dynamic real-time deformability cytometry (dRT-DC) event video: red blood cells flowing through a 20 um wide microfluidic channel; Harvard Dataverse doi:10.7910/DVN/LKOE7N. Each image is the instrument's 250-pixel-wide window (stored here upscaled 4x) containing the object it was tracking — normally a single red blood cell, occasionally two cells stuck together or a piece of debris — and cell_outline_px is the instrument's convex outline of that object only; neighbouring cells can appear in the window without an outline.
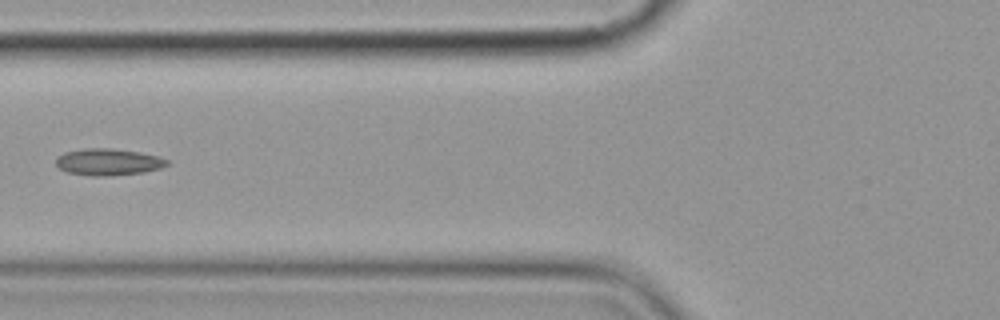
{"species": "common noctule bat (a hibernating species)", "species_latin": "Nyctalus noctula", "temperature_condition": "cold", "stored_images_in_passage": 7, "camera_frame_rate_fps": 3000, "um_per_image_px": 0.085, "animal": {"sex": "female", "body_mass_g": 19.9}, "frame": {"image": 1, "passage_image": 7, "time_ms": 7.0, "image_size_px": [1000, 320], "cell_outline_px": [[168, 164], [160, 168], [144, 172], [112, 176], [88, 176], [68, 172], [60, 168], [56, 164], [56, 156], [64, 152], [84, 148], [112, 148], [140, 152], [160, 156], [168, 160]], "centroid_in_image_um": [9.2, 13.76], "position_along_channel_um": 116.6, "area_um2": 17.51}}